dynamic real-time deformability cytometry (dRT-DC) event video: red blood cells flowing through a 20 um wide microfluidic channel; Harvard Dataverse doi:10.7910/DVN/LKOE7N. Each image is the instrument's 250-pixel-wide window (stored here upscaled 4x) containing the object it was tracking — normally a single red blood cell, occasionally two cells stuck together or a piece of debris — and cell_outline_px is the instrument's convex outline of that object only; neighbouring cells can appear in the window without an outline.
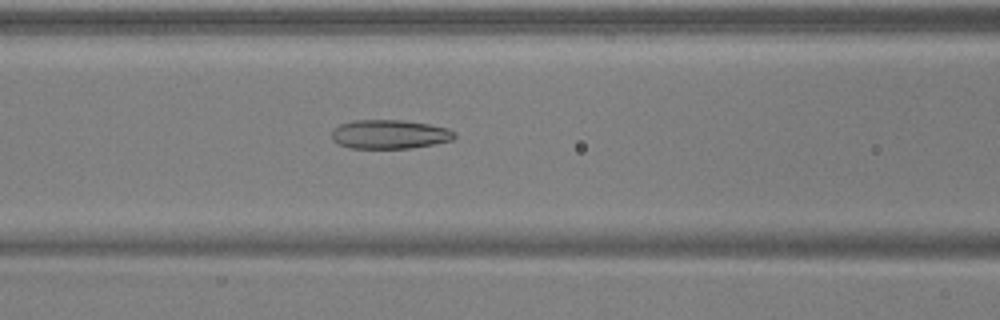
{"species": "common noctule bat (a hibernating species)", "species_latin": "Nyctalus noctula", "temperature_condition": "warm", "stored_images_in_passage": 51, "camera_frame_rate_fps": 3000, "um_per_image_px": 0.085, "animal": {"sex": "male", "body_mass_g": 17.9, "forearm_length_mm": 54.2}, "frame": {"image": 1, "passage_image": 22, "time_ms": 7.0, "image_size_px": [1000, 320], "cell_outline_px": [[456, 136], [452, 140], [412, 148], [348, 148], [332, 140], [332, 128], [340, 124], [352, 120], [400, 120], [428, 124], [448, 128], [456, 132]], "centroid_in_image_um": [33.1, 11.41], "position_along_channel_um": 133.5, "area_um2": 20.81}}
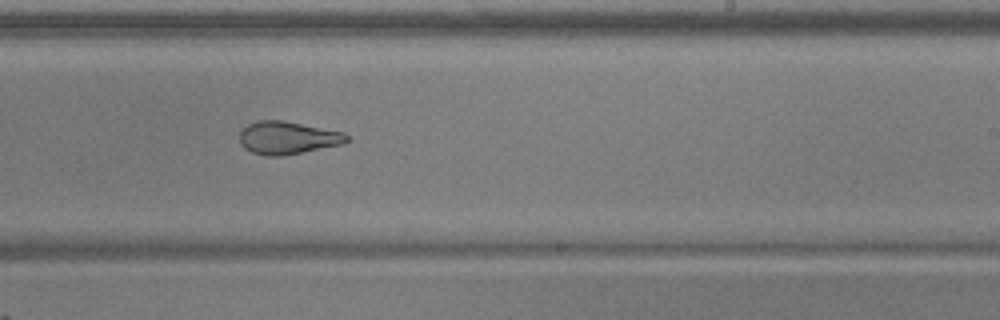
{"frame": {"image": 2, "passage_image": 32, "time_ms": 10.333, "image_size_px": [1000, 320], "cell_outline_px": [[348, 140], [344, 144], [280, 156], [264, 156], [252, 152], [244, 148], [240, 144], [240, 132], [248, 124], [260, 120], [284, 120], [344, 132], [348, 136]], "centroid_in_image_um": [24.44, 11.71], "position_along_channel_um": 264.6, "area_um2": 20.46}}
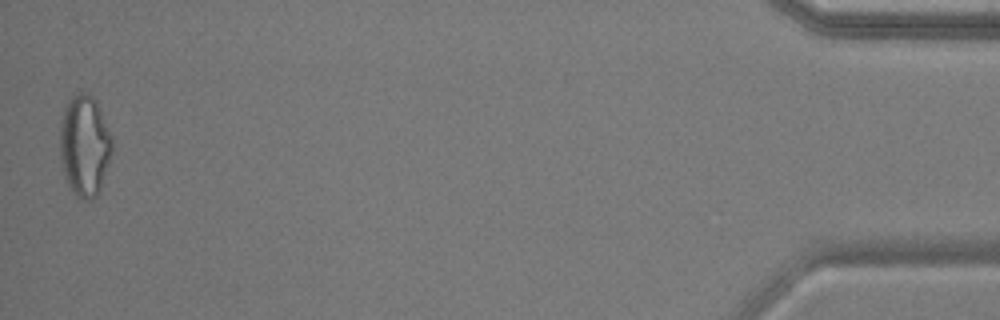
{"frame": {"image": 3, "passage_image": 51, "time_ms": 16.667, "image_size_px": [1000, 320], "cell_outline_px": [[112, 152], [100, 188], [96, 196], [92, 200], [80, 200], [72, 192], [68, 184], [64, 172], [60, 156], [60, 124], [64, 108], [68, 100], [80, 88], [92, 96], [96, 100], [112, 136]], "centroid_in_image_um": [7.18, 12.34], "position_along_channel_um": 428.0, "area_um2": 31.04}, "authors_computed_cell_mechanics": {"area_um2": 23.8714, "velocity_mm_per_s": 3.9407, "shape_relaxation_time_tau1_ms": null, "shape_relaxation_time_tau2_ms": 1.8414, "deformation_change_tau1": null, "deformation_change_tau2": 0.1008}}